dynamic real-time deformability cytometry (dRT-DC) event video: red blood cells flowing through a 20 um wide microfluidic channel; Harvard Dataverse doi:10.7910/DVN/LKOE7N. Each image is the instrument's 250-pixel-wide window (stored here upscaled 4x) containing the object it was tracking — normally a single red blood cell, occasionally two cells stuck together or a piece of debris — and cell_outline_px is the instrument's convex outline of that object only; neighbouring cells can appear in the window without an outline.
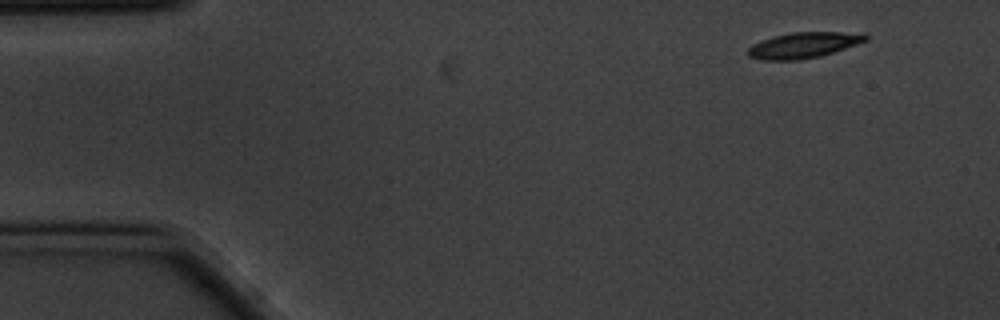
{"species": "common noctule bat (a hibernating species)", "species_latin": "Nyctalus noctula", "temperature_condition": "cold", "stored_images_in_passage": 4, "camera_frame_rate_fps": 3000, "um_per_image_px": 0.085, "animal": {"sex": "male", "body_mass_g": 20.1, "forearm_length_mm": 53.5}, "frame": {"image": 1, "passage_image": 1, "time_ms": 0.0, "image_size_px": [1000, 320], "cell_outline_px": [[868, 40], [820, 56], [800, 60], [764, 60], [748, 56], [748, 48], [752, 44], [760, 40], [772, 36], [792, 32], [868, 32]], "centroid_in_image_um": [68.31, 3.82], "position_along_channel_um": 16.7, "area_um2": 17.8}}
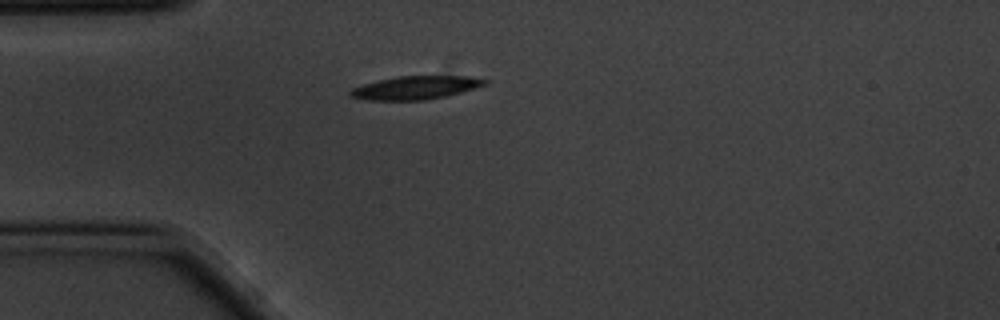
{"frame": {"image": 2, "passage_image": 4, "time_ms": 1.0, "image_size_px": [1000, 320], "cell_outline_px": [[488, 84], [476, 88], [444, 96], [424, 100], [364, 100], [348, 96], [348, 92], [352, 88], [376, 80], [396, 76], [468, 76], [488, 80]], "centroid_in_image_um": [35.28, 7.45], "position_along_channel_um": 49.7, "area_um2": 18.32}}